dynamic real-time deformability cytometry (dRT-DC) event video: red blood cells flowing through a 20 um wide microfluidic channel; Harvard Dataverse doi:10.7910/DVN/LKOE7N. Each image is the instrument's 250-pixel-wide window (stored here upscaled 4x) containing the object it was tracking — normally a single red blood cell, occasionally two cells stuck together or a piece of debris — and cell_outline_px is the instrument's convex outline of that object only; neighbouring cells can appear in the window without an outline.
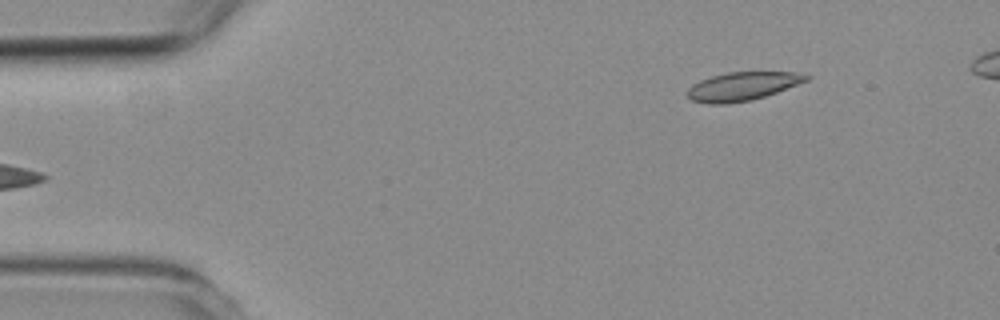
{"species": "common noctule bat (a hibernating species)", "species_latin": "Nyctalus noctula", "temperature_condition": "room temperature", "stored_images_in_passage": 6, "camera_frame_rate_fps": 3000, "um_per_image_px": 0.085, "animal": {"sex": "female", "body_mass_g": 19.3, "forearm_length_mm": 54.1}, "frame": {"image": 1, "passage_image": 6, "time_ms": 5.667, "image_size_px": [1000, 320], "cell_outline_px": [[812, 76], [808, 80], [776, 92], [752, 100], [728, 104], [708, 104], [692, 100], [684, 92], [692, 84], [700, 80], [712, 76], [728, 72], [792, 72]], "centroid_in_image_um": [63.05, 7.34], "position_along_channel_um": 21.9, "area_um2": 19.71}}